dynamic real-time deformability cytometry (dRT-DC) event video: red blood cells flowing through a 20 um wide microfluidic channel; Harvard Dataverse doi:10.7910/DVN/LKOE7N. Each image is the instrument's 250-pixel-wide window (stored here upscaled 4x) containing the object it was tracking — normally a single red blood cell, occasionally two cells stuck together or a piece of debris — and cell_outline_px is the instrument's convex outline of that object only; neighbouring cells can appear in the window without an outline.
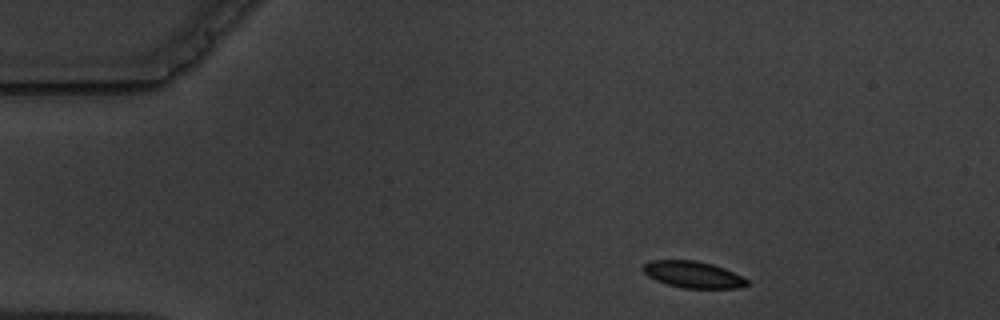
{"species": "common noctule bat (a hibernating species)", "species_latin": "Nyctalus noctula", "temperature_condition": "warm", "stored_images_in_passage": 3, "camera_frame_rate_fps": 3000, "um_per_image_px": 0.085, "animal": {"sex": "male", "body_mass_g": 19.5, "forearm_length_mm": 54.6}, "frame": {"image": 1, "passage_image": 1, "time_ms": 0.0, "image_size_px": [1000, 320], "cell_outline_px": [[748, 284], [740, 288], [684, 288], [668, 284], [656, 280], [648, 276], [640, 268], [644, 264], [652, 260], [696, 260], [712, 264], [724, 268], [748, 280]], "centroid_in_image_um": [58.88, 23.33], "position_along_channel_um": 26.1, "area_um2": 16.01}}